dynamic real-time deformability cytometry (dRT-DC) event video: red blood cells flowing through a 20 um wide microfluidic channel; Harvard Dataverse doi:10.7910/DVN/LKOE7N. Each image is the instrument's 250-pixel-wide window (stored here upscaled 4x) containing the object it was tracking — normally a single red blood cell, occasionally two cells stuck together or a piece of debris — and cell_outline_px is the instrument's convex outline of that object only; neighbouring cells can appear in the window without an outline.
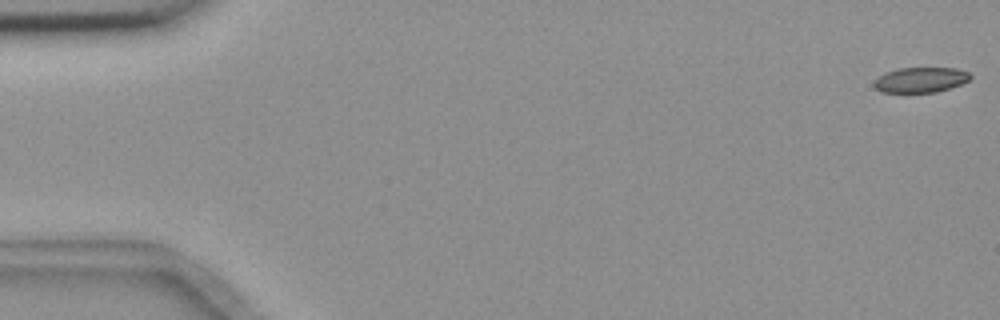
{"species": "common noctule bat (a hibernating species)", "species_latin": "Nyctalus noctula", "temperature_condition": "room temperature", "stored_images_in_passage": 56, "camera_frame_rate_fps": 3000, "um_per_image_px": 0.085, "animal": {"sex": "female", "body_mass_g": 18.4}, "frame": {"image": 1, "passage_image": 1, "time_ms": 0.0, "image_size_px": [1000, 320], "cell_outline_px": [[972, 76], [968, 80], [960, 84], [936, 92], [884, 92], [876, 88], [872, 84], [884, 72], [900, 68], [956, 68], [968, 72]], "centroid_in_image_um": [78.25, 6.78], "position_along_channel_um": 6.8, "area_um2": 13.93}}
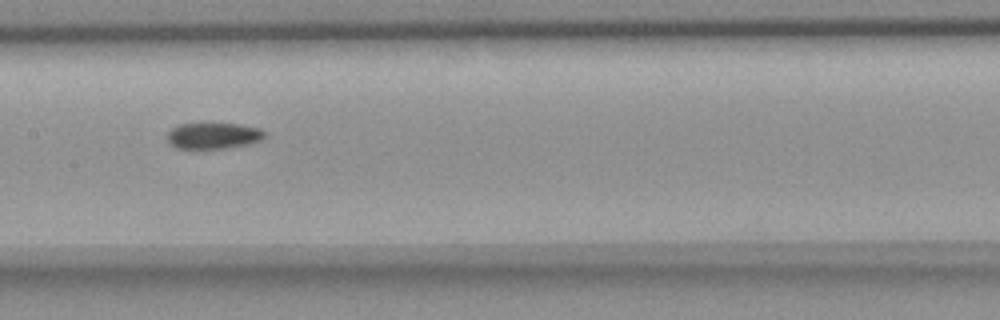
{"frame": {"image": 2, "passage_image": 28, "time_ms": 9.0, "image_size_px": [1000, 320], "cell_outline_px": [[264, 136], [260, 140], [248, 144], [224, 148], [176, 148], [168, 144], [168, 132], [172, 128], [180, 124], [240, 124], [260, 128], [264, 132]], "centroid_in_image_um": [18.11, 11.54], "position_along_channel_um": 189.3, "area_um2": 14.62}}
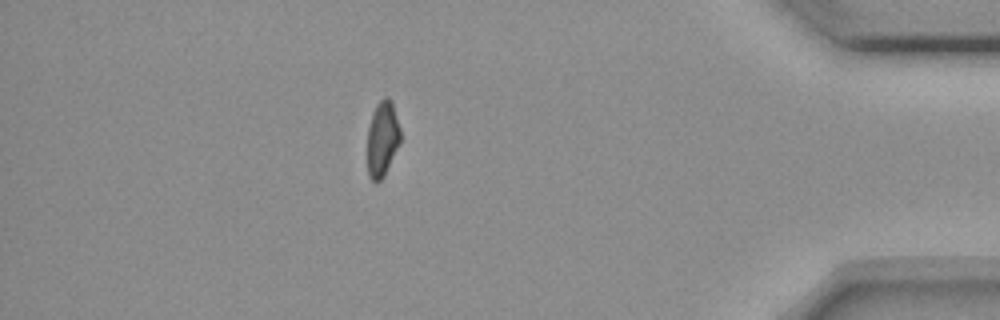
{"frame": {"image": 3, "passage_image": 49, "time_ms": 16.0, "image_size_px": [1000, 320], "cell_outline_px": [[400, 144], [384, 176], [376, 184], [368, 176], [368, 128], [372, 112], [376, 104], [384, 96], [388, 96], [392, 100], [400, 128]], "centroid_in_image_um": [32.51, 11.78], "position_along_channel_um": 402.7, "area_um2": 14.74}, "authors_computed_cell_mechanics": {"area_um2": 15.4615, "velocity_mm_per_s": 3.6717, "shape_relaxation_time_tau1_ms": null, "shape_relaxation_time_tau2_ms": 8.3516, "deformation_change_tau1": null, "deformation_change_tau2": 0.1266}}